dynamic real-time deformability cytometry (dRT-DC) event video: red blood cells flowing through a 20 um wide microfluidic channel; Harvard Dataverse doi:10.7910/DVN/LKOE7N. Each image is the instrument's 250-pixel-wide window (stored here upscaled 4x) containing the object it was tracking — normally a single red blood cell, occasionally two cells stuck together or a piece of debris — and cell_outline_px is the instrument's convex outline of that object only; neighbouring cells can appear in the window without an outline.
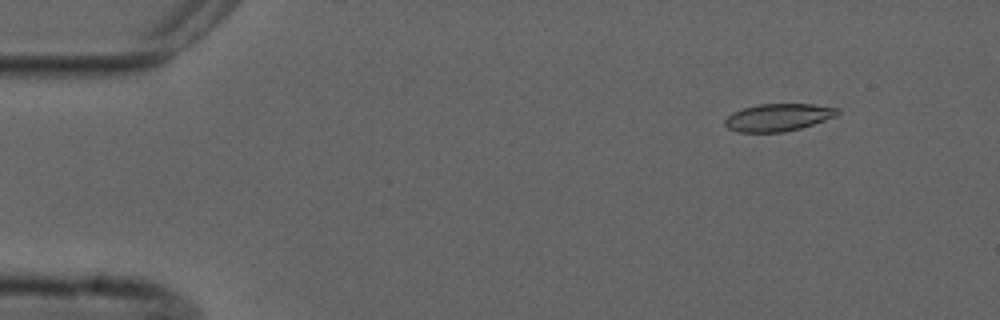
{"species": "common noctule bat (a hibernating species)", "species_latin": "Nyctalus noctula", "temperature_condition": "cold", "stored_images_in_passage": 4, "camera_frame_rate_fps": 3000, "um_per_image_px": 0.085, "animal": {"sex": "male", "forearm_length_mm": 52.5}, "frame": {"image": 1, "passage_image": 2, "time_ms": 1.0, "image_size_px": [1000, 320], "cell_outline_px": [[840, 112], [836, 116], [800, 128], [784, 132], [736, 132], [728, 128], [724, 124], [724, 120], [732, 112], [744, 108], [760, 104], [812, 104], [840, 108]], "centroid_in_image_um": [66.14, 9.98], "position_along_channel_um": 18.9, "area_um2": 17.98}}
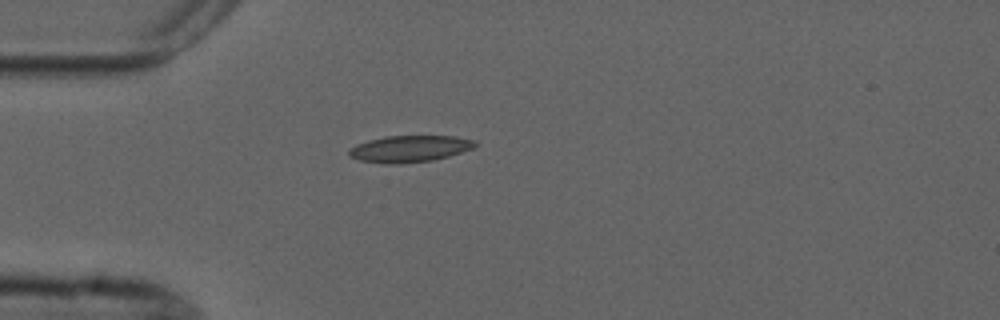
{"frame": {"image": 2, "passage_image": 4, "time_ms": 4.0, "image_size_px": [1000, 320], "cell_outline_px": [[476, 148], [448, 156], [432, 160], [400, 164], [384, 164], [360, 160], [348, 156], [348, 152], [356, 144], [368, 140], [384, 136], [456, 136], [476, 140]], "centroid_in_image_um": [34.83, 12.64], "position_along_channel_um": 50.2, "area_um2": 19.71}}